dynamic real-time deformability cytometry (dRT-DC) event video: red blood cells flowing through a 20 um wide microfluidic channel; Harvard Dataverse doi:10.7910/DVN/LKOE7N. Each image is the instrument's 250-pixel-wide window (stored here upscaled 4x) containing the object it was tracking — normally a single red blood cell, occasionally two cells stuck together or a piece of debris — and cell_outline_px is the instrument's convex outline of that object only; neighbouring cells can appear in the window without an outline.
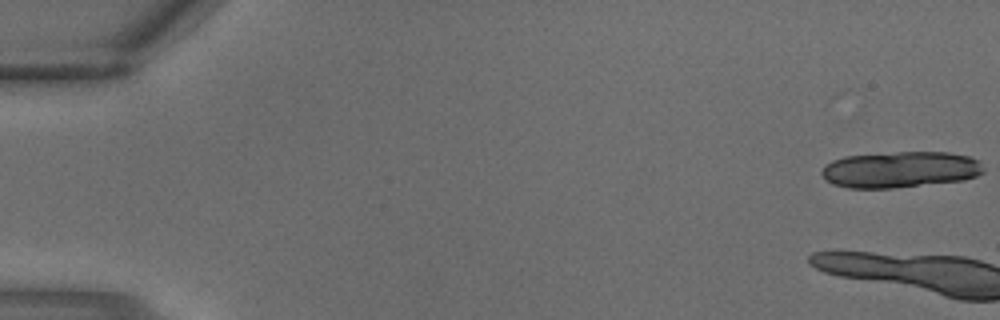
{"species": "common noctule bat (a hibernating species)", "species_latin": "Nyctalus noctula", "temperature_condition": "warm", "stored_images_in_passage": 4, "camera_frame_rate_fps": 3000, "um_per_image_px": 0.085, "animal": {"sex": "male", "body_mass_g": 18.8}, "frame": {"image": 1, "passage_image": 1, "time_ms": 0.0, "image_size_px": [1000, 320], "cell_outline_px": [[984, 172], [976, 176], [964, 180], [892, 188], [848, 188], [832, 184], [824, 180], [820, 172], [824, 164], [832, 160], [844, 156], [896, 152], [948, 152], [968, 156], [980, 160], [984, 168]], "centroid_in_image_um": [76.49, 14.41], "position_along_channel_um": 8.5, "area_um2": 34.51}}